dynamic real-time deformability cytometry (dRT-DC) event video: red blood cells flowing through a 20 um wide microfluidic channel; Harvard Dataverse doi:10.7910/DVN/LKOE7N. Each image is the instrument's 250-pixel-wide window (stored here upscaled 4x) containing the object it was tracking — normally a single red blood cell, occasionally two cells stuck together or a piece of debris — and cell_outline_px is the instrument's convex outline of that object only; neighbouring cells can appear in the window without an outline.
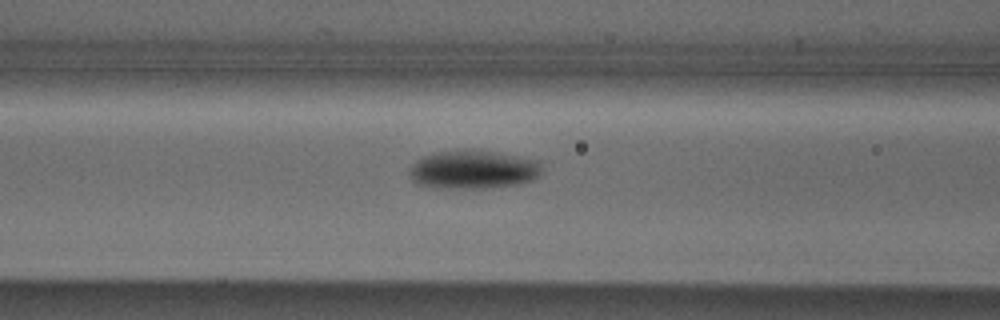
{"species": "Egyptian fruit bat (a non-hibernating species)", "species_latin": "Rousettus aegyptiacus", "temperature_condition": "cold", "stored_images_in_passage": 18, "camera_frame_rate_fps": 3000, "um_per_image_px": 0.085, "animal": {"sex": "male"}, "frame": {"image": 1, "passage_image": 16, "time_ms": 5.0, "image_size_px": [1000, 320], "cell_outline_px": [[544, 168], [532, 180], [516, 184], [484, 188], [448, 188], [420, 184], [412, 180], [408, 176], [408, 172], [412, 164], [416, 160], [424, 156], [440, 152], [472, 148], [496, 152], [540, 160]], "centroid_in_image_um": [40.24, 14.39], "position_along_channel_um": 126.4, "area_um2": 29.82}}